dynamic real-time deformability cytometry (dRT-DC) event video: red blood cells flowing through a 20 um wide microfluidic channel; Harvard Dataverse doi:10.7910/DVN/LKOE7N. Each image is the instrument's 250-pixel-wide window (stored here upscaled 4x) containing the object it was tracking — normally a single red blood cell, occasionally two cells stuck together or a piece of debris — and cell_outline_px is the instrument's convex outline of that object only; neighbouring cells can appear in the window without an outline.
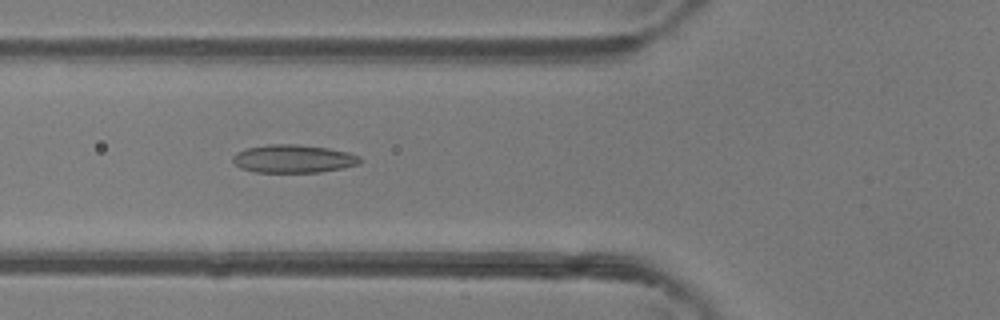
{"species": "common noctule bat (a hibernating species)", "species_latin": "Nyctalus noctula", "temperature_condition": "room temperature", "stored_images_in_passage": 33, "camera_frame_rate_fps": 3000, "um_per_image_px": 0.085, "animal": {"sex": "female"}, "frame": {"image": 1, "passage_image": 3, "time_ms": 0.667, "image_size_px": [1000, 320], "cell_outline_px": [[360, 164], [320, 172], [256, 172], [240, 168], [232, 160], [232, 156], [236, 152], [244, 148], [268, 144], [296, 144], [328, 148], [348, 152], [360, 156]], "centroid_in_image_um": [24.9, 13.48], "position_along_channel_um": 100.9, "area_um2": 20.87}}
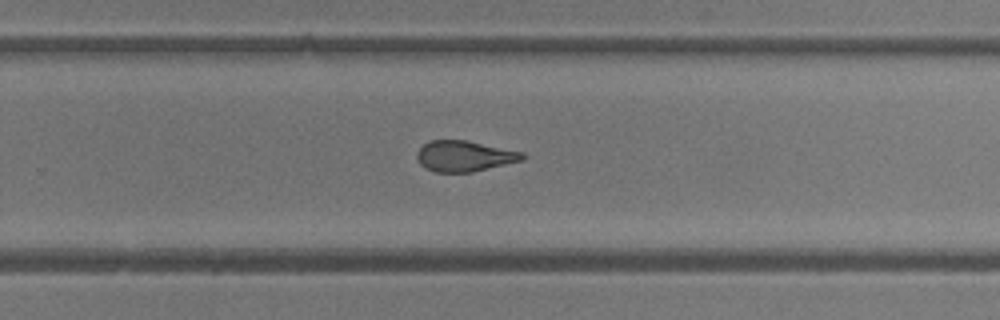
{"frame": {"image": 2, "passage_image": 16, "time_ms": 5.0, "image_size_px": [1000, 320], "cell_outline_px": [[524, 160], [472, 172], [436, 172], [424, 168], [420, 164], [416, 156], [416, 152], [424, 144], [432, 140], [464, 140], [524, 152]], "centroid_in_image_um": [39.46, 13.27], "position_along_channel_um": 290.3, "area_um2": 18.84}}
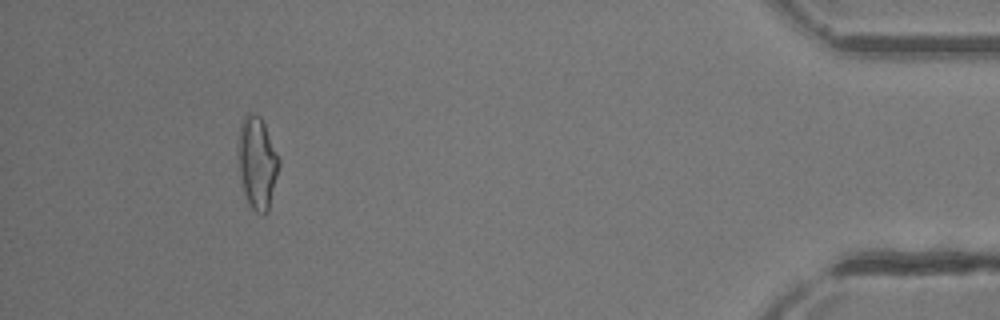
{"frame": {"image": 3, "passage_image": 29, "time_ms": 9.333, "image_size_px": [1000, 320], "cell_outline_px": [[280, 164], [268, 212], [264, 216], [256, 212], [252, 208], [244, 196], [240, 172], [240, 120], [248, 112], [252, 112], [260, 116], [280, 156]], "centroid_in_image_um": [21.9, 13.85], "position_along_channel_um": 413.3, "area_um2": 21.73}, "authors_computed_cell_mechanics": {"area_um2": 19.941, "velocity_mm_per_s": 4.3696, "shape_relaxation_time_tau1_ms": 10.4858, "shape_relaxation_time_tau2_ms": 1.7742, "deformation_change_tau1": 0.242, "deformation_change_tau2": 0.0947}}